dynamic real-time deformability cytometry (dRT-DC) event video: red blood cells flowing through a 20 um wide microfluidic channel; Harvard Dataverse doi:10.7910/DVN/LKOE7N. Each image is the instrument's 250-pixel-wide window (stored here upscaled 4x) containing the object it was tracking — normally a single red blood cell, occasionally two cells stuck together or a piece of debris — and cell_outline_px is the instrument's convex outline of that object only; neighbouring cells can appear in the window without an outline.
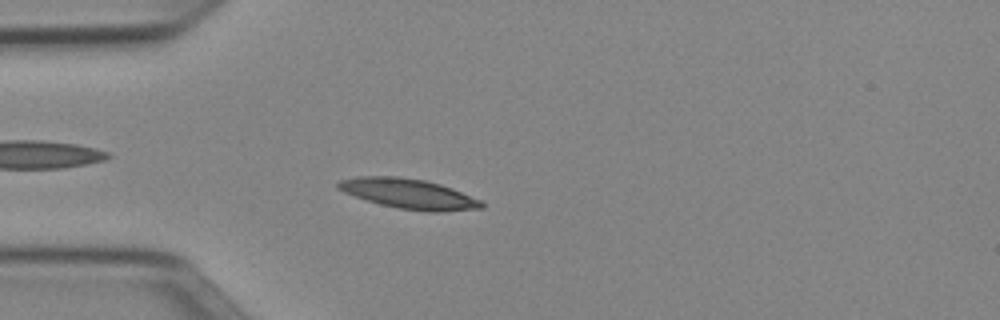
{"species": "Egyptian fruit bat (a non-hibernating species)", "species_latin": "Rousettus aegyptiacus", "temperature_condition": "cold", "stored_images_in_passage": 51, "camera_frame_rate_fps": 3000, "um_per_image_px": 0.085, "animal": {"sex": "female"}, "frame": {"image": 1, "passage_image": 14, "time_ms": 4.333, "image_size_px": [1000, 320], "cell_outline_px": [[484, 208], [440, 212], [428, 212], [400, 208], [380, 204], [344, 192], [336, 188], [336, 180], [356, 176], [396, 176], [424, 180], [440, 184], [452, 188], [480, 200], [484, 204]], "centroid_in_image_um": [34.72, 16.46], "position_along_channel_um": 50.3, "area_um2": 25.03}}
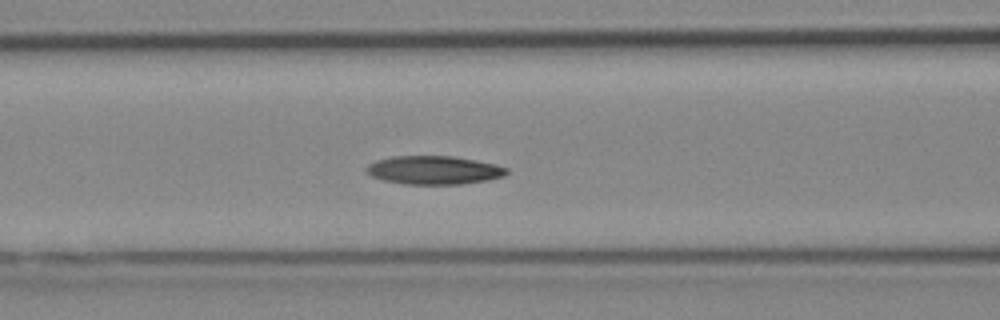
{"frame": {"image": 2, "passage_image": 21, "time_ms": 6.667, "image_size_px": [1000, 320], "cell_outline_px": [[508, 172], [504, 176], [488, 180], [460, 184], [404, 184], [384, 180], [372, 176], [364, 168], [368, 164], [376, 160], [392, 156], [452, 156], [476, 160], [496, 164], [508, 168]], "centroid_in_image_um": [36.89, 14.45], "position_along_channel_um": 129.7, "area_um2": 23.29}}
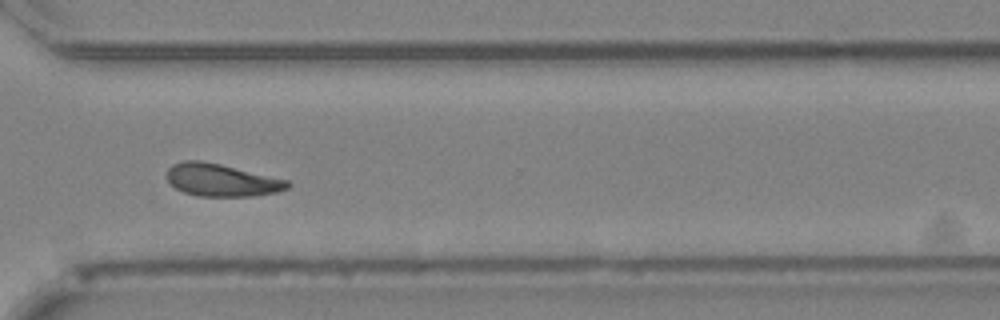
{"frame": {"image": 3, "passage_image": 38, "time_ms": 12.333, "image_size_px": [1000, 320], "cell_outline_px": [[292, 184], [288, 188], [276, 192], [252, 196], [196, 196], [184, 192], [176, 188], [168, 180], [168, 168], [172, 164], [184, 160], [200, 160], [220, 164], [288, 180]], "centroid_in_image_um": [18.83, 15.3], "position_along_channel_um": 351.8, "area_um2": 22.72}, "authors_computed_cell_mechanics": {"area_um2": 22.8888, "velocity_mm_per_s": 3.9189, "shape_relaxation_time_tau1_ms": 5.2022, "shape_relaxation_time_tau2_ms": null, "deformation_change_tau1": 0.1337, "deformation_change_tau2": null}}